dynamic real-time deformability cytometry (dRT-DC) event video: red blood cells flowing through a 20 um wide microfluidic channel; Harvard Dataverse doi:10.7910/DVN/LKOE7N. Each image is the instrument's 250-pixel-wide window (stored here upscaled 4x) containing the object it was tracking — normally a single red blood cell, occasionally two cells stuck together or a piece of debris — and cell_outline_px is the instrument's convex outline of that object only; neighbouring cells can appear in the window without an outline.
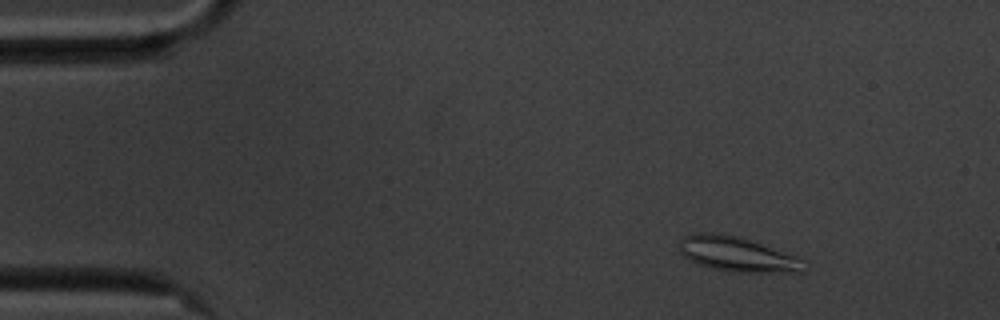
{"species": "common noctule bat (a hibernating species)", "species_latin": "Nyctalus noctula", "temperature_condition": "cold", "stored_images_in_passage": 56, "camera_frame_rate_fps": 3000, "um_per_image_px": 0.085, "animal": {"sex": "male", "body_mass_g": 20.1, "forearm_length_mm": 53.5}, "frame": {"image": 1, "passage_image": 7, "time_ms": 2.0, "image_size_px": [1000, 320], "cell_outline_px": [[808, 260], [804, 272], [732, 272], [712, 268], [696, 264], [688, 260], [680, 252], [680, 240], [684, 236], [696, 232], [712, 232], [740, 236], [752, 240]], "centroid_in_image_um": [62.7, 21.61], "position_along_channel_um": 22.3, "area_um2": 25.78}}
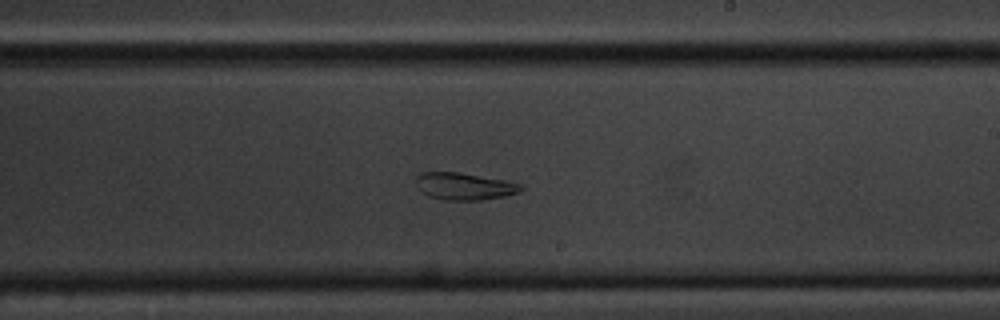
{"frame": {"image": 2, "passage_image": 33, "time_ms": 10.667, "image_size_px": [1000, 320], "cell_outline_px": [[524, 188], [520, 192], [504, 196], [480, 200], [444, 200], [428, 196], [420, 192], [416, 184], [416, 176], [420, 172], [460, 172], [504, 180], [524, 184]], "centroid_in_image_um": [39.46, 15.83], "position_along_channel_um": 249.5, "area_um2": 16.82}}
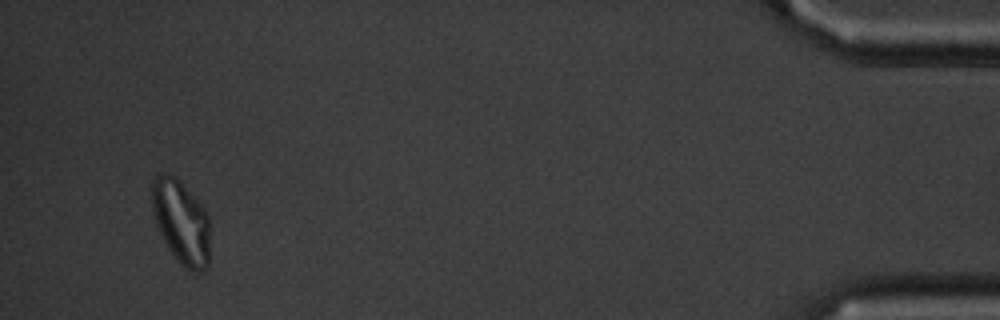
{"frame": {"image": 3, "passage_image": 54, "time_ms": 17.667, "image_size_px": [1000, 320], "cell_outline_px": [[208, 268], [200, 272], [192, 272], [184, 268], [168, 248], [156, 224], [152, 212], [152, 180], [156, 176], [176, 176], [180, 180], [204, 208], [208, 216]], "centroid_in_image_um": [15.4, 18.9], "position_along_channel_um": 419.8, "area_um2": 28.03}, "authors_computed_cell_mechanics": {"area_um2": 22.8888, "velocity_mm_per_s": 3.5009, "shape_relaxation_time_tau1_ms": null, "shape_relaxation_time_tau2_ms": 3.435, "deformation_change_tau1": null, "deformation_change_tau2": 0.0932}}